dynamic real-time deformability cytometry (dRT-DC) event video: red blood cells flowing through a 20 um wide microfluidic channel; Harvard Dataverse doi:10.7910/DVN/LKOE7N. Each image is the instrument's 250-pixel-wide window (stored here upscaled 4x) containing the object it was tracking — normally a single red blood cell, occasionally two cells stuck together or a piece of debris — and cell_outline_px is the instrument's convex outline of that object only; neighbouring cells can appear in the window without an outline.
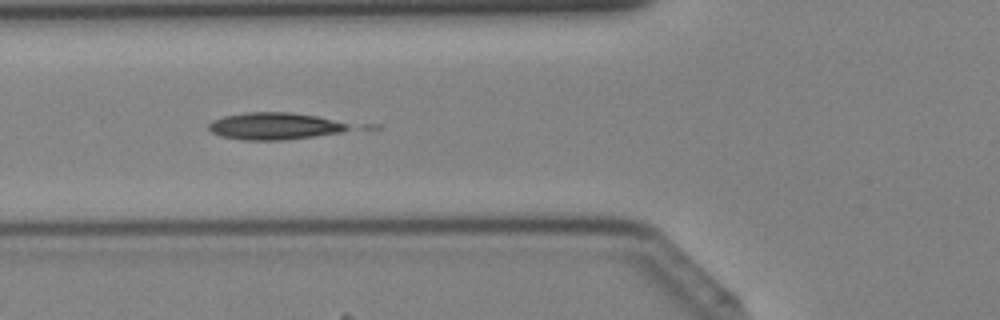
{"species": "Egyptian fruit bat (a non-hibernating species)", "species_latin": "Rousettus aegyptiacus", "temperature_condition": "cold", "stored_images_in_passage": 42, "camera_frame_rate_fps": 3000, "um_per_image_px": 0.085, "animal": {"sex": "female"}, "frame": {"image": 1, "passage_image": 16, "time_ms": 5.0, "image_size_px": [1000, 320], "cell_outline_px": [[348, 128], [340, 132], [284, 140], [244, 140], [220, 136], [212, 132], [208, 128], [208, 124], [212, 120], [224, 116], [248, 112], [288, 112], [316, 116], [348, 124]], "centroid_in_image_um": [23.24, 10.72], "position_along_channel_um": 102.6, "area_um2": 21.73}}
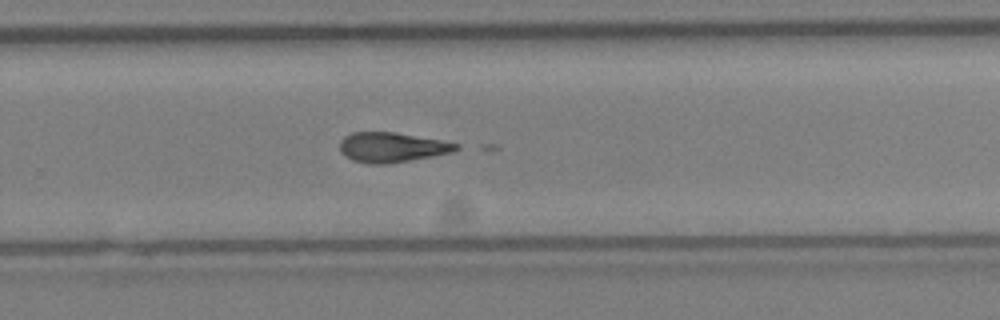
{"frame": {"image": 2, "passage_image": 28, "time_ms": 9.0, "image_size_px": [1000, 320], "cell_outline_px": [[464, 148], [456, 152], [388, 164], [368, 164], [352, 160], [344, 156], [340, 152], [340, 140], [344, 136], [352, 132], [396, 132], [440, 140], [460, 144]], "centroid_in_image_um": [33.34, 12.53], "position_along_channel_um": 296.5, "area_um2": 20.63}}
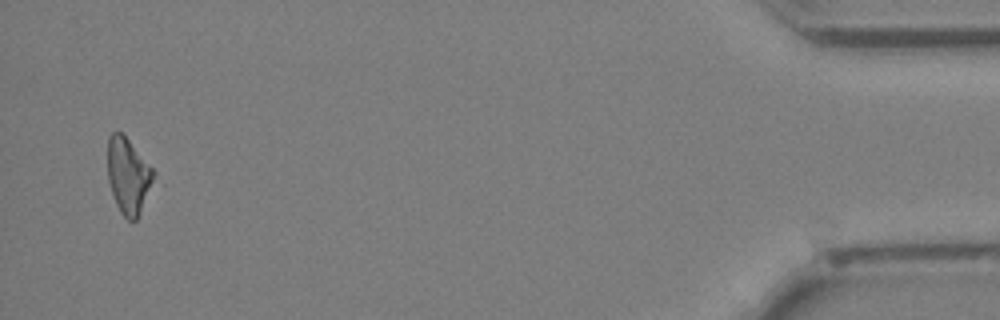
{"frame": {"image": 3, "passage_image": 41, "time_ms": 13.333, "image_size_px": [1000, 320], "cell_outline_px": [[156, 180], [136, 220], [128, 220], [120, 212], [116, 204], [108, 180], [108, 136], [112, 132], [120, 132], [128, 140], [156, 172]], "centroid_in_image_um": [10.92, 14.96], "position_along_channel_um": 424.3, "area_um2": 20.29}}